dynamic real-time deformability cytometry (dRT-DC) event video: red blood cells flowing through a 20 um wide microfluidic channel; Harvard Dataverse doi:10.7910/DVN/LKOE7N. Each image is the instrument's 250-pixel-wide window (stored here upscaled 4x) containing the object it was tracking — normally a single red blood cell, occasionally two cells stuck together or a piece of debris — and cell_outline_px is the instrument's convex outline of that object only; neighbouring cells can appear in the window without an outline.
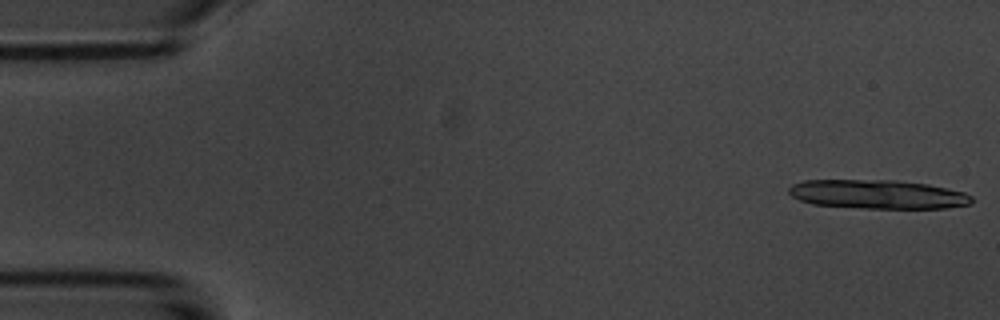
{"species": "common noctule bat (a hibernating species)", "species_latin": "Nyctalus noctula", "temperature_condition": "room temperature", "stored_images_in_passage": 4, "camera_frame_rate_fps": 3000, "um_per_image_px": 0.085, "animal": {"sex": "male", "body_mass_g": 20.1, "forearm_length_mm": 53.5}, "frame": {"image": 1, "passage_image": 1, "time_ms": 0.0, "image_size_px": [1000, 320], "cell_outline_px": [[972, 204], [948, 208], [864, 208], [812, 204], [800, 200], [792, 196], [788, 192], [788, 188], [792, 184], [804, 180], [892, 180], [928, 184], [964, 192], [972, 196]], "centroid_in_image_um": [74.61, 16.51], "position_along_channel_um": 10.4, "area_um2": 30.87}}